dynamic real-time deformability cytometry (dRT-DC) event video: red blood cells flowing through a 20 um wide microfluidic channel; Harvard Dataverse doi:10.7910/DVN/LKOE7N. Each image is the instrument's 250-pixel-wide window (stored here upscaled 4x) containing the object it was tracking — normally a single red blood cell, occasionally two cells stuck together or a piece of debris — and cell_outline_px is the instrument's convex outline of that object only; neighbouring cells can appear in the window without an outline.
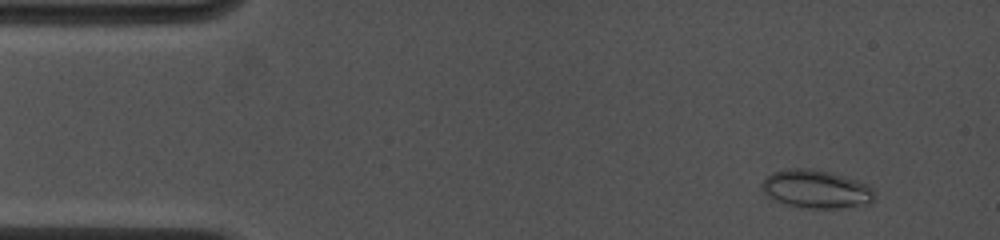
{"species": "common noctule bat (a hibernating species)", "species_latin": "Nyctalus noctula", "temperature_condition": "cold", "stored_images_in_passage": 9, "camera_frame_rate_fps": 4500, "um_per_image_px": 0.085, "animal": {"sex": "female", "body_mass_g": 19.0, "forearm_length_mm": 53.3}, "frame": {"image": 1, "passage_image": 2, "time_ms": 0.667, "image_size_px": [1000, 240], "cell_outline_px": [[872, 200], [868, 204], [840, 208], [804, 208], [788, 204], [776, 200], [768, 196], [764, 192], [760, 184], [772, 172], [788, 168], [812, 168], [844, 176], [868, 184], [872, 188]], "centroid_in_image_um": [69.35, 16.06], "position_along_channel_um": 15.7, "area_um2": 24.85}}
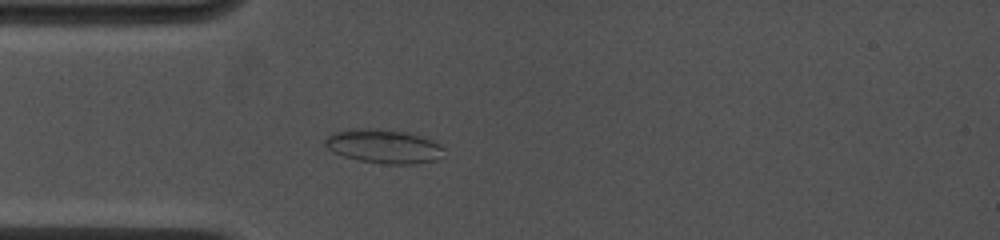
{"frame": {"image": 2, "passage_image": 6, "time_ms": 3.778, "image_size_px": [1000, 240], "cell_outline_px": [[444, 156], [436, 160], [412, 164], [388, 164], [360, 160], [344, 156], [328, 148], [324, 144], [324, 140], [328, 136], [336, 132], [352, 128], [376, 128], [412, 132], [432, 140], [440, 144], [444, 148]], "centroid_in_image_um": [32.68, 12.42], "position_along_channel_um": 52.3, "area_um2": 23.64}}
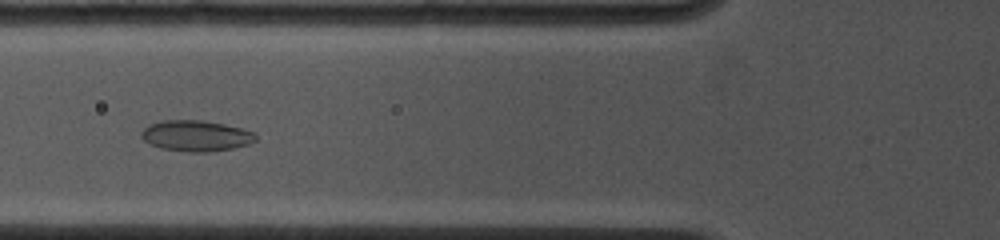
{"frame": {"image": 3, "passage_image": 8, "time_ms": 5.333, "image_size_px": [1000, 240], "cell_outline_px": [[256, 140], [248, 144], [232, 148], [208, 152], [188, 152], [160, 148], [144, 140], [140, 136], [140, 132], [148, 124], [160, 120], [200, 120], [224, 124], [244, 128], [256, 132]], "centroid_in_image_um": [16.66, 11.53], "position_along_channel_um": 109.1, "area_um2": 20.75}}